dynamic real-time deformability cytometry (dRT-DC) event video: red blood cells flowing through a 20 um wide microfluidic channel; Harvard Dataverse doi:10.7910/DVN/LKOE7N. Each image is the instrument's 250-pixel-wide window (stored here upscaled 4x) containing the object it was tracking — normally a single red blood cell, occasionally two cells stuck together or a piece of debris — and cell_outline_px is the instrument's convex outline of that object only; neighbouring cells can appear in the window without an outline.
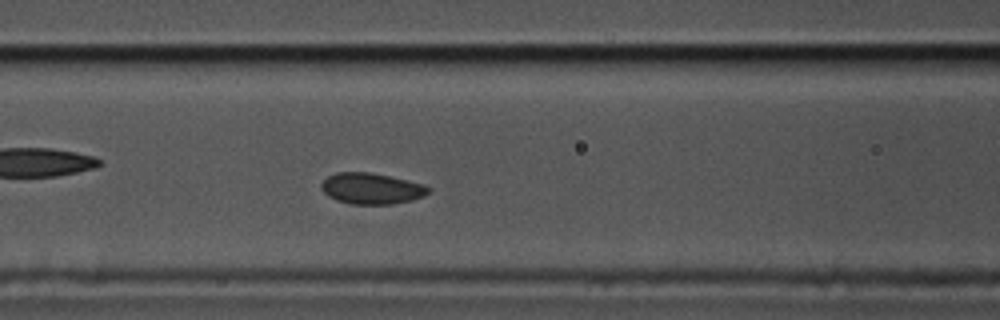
{"species": "common noctule bat (a hibernating species)", "species_latin": "Nyctalus noctula", "temperature_condition": "cold", "stored_images_in_passage": 51, "camera_frame_rate_fps": 3000, "um_per_image_px": 0.085, "animal": {"sex": "male", "body_mass_g": 17.5, "forearm_length_mm": 52.3}, "frame": {"image": 1, "passage_image": 18, "time_ms": 5.667, "image_size_px": [1000, 320], "cell_outline_px": [[432, 188], [424, 196], [412, 200], [392, 204], [352, 204], [336, 200], [328, 196], [320, 188], [320, 184], [328, 176], [336, 172], [372, 172], [408, 180], [424, 184]], "centroid_in_image_um": [31.58, 16.02], "position_along_channel_um": 135.0, "area_um2": 19.54}}
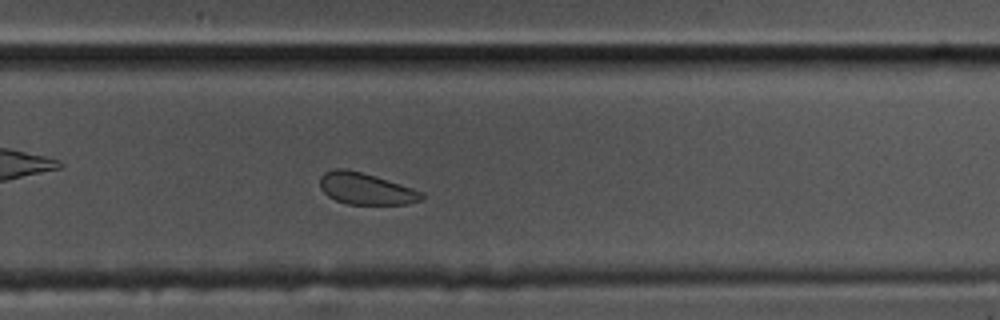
{"frame": {"image": 2, "passage_image": 32, "time_ms": 10.333, "image_size_px": [1000, 320], "cell_outline_px": [[424, 200], [408, 204], [348, 204], [336, 200], [328, 196], [320, 188], [320, 176], [324, 172], [336, 168], [344, 168], [376, 176], [424, 192]], "centroid_in_image_um": [31.11, 16.04], "position_along_channel_um": 298.7, "area_um2": 18.79}}
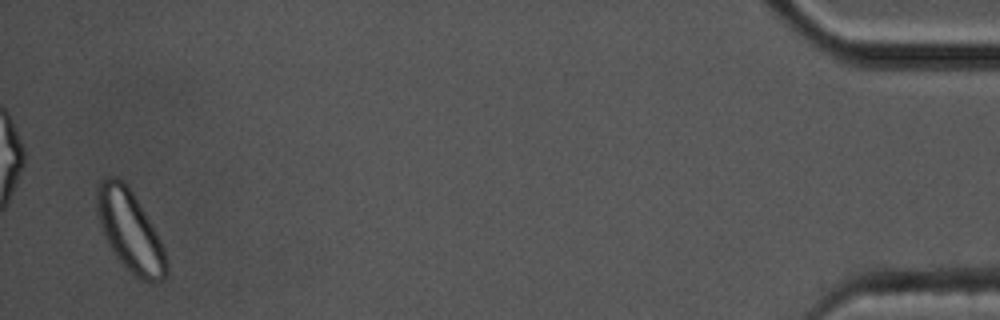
{"frame": {"image": 3, "passage_image": 50, "time_ms": 16.333, "image_size_px": [1000, 320], "cell_outline_px": [[168, 272], [164, 280], [152, 284], [148, 284], [140, 280], [116, 256], [108, 244], [104, 236], [100, 224], [96, 204], [96, 196], [100, 184], [108, 176], [116, 176], [132, 192], [144, 212], [160, 240], [164, 248], [168, 264]], "centroid_in_image_um": [11.08, 19.71], "position_along_channel_um": 424.1, "area_um2": 32.19}, "authors_computed_cell_mechanics": {"area_um2": 19.7676, "velocity_mm_per_s": 3.5151, "shape_relaxation_time_tau1_ms": 3.2917, "shape_relaxation_time_tau2_ms": 3.797, "deformation_change_tau1": 0.043, "deformation_change_tau2": 0.0627}}